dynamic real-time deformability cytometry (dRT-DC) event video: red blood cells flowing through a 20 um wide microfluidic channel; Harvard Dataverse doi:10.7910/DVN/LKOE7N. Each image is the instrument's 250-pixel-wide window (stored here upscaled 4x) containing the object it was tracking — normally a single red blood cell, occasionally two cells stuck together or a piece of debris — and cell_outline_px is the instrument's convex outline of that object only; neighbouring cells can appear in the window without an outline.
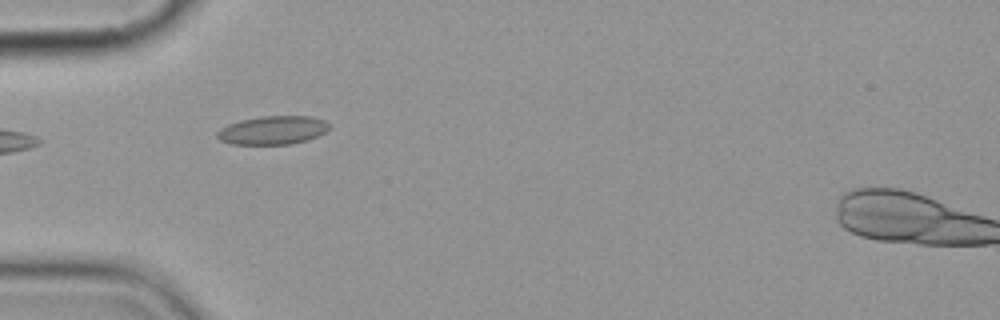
{"species": "common noctule bat (a hibernating species)", "species_latin": "Nyctalus noctula", "temperature_condition": "cold", "stored_images_in_passage": 14, "camera_frame_rate_fps": 3000, "um_per_image_px": 0.085, "animal": {"sex": "female", "body_mass_g": 19.9}, "frame": {"image": 1, "passage_image": 3, "time_ms": 3.333, "image_size_px": [1000, 320], "cell_outline_px": [[332, 124], [328, 132], [308, 140], [292, 144], [232, 144], [220, 140], [216, 136], [216, 132], [220, 128], [228, 124], [240, 120], [260, 116], [312, 116], [324, 120]], "centroid_in_image_um": [23.23, 11.06], "position_along_channel_um": 61.8, "area_um2": 18.96}}
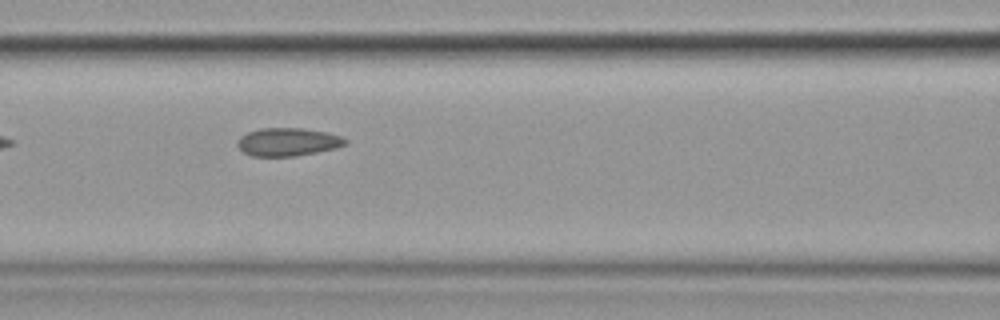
{"frame": {"image": 2, "passage_image": 5, "time_ms": 5.667, "image_size_px": [1000, 320], "cell_outline_px": [[348, 144], [336, 148], [296, 156], [252, 156], [244, 152], [236, 144], [236, 140], [240, 136], [248, 132], [260, 128], [300, 128], [328, 132], [340, 136], [348, 140]], "centroid_in_image_um": [24.47, 12.06], "position_along_channel_um": 142.1, "area_um2": 17.74}}
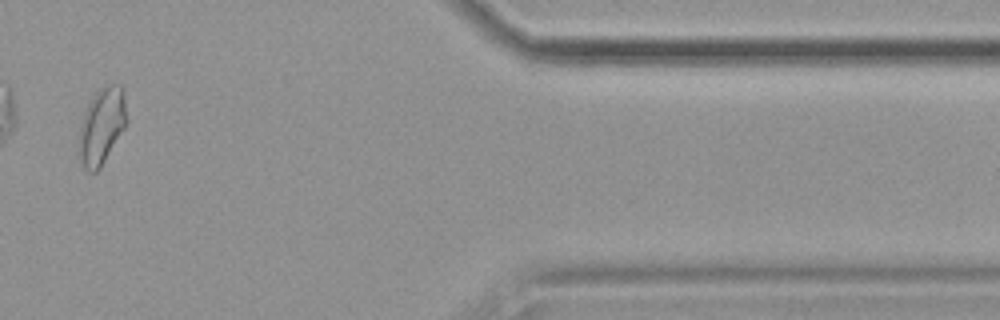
{"frame": {"image": 3, "passage_image": 12, "time_ms": 14.0, "image_size_px": [1000, 320], "cell_outline_px": [[128, 124], [100, 168], [96, 172], [88, 172], [84, 168], [80, 160], [80, 128], [84, 112], [92, 96], [100, 88], [112, 84], [120, 84], [124, 92], [128, 120]], "centroid_in_image_um": [8.69, 10.7], "position_along_channel_um": 402.7, "area_um2": 21.33}, "authors_computed_cell_mechanics": {"area_um2": 18.6405, "velocity_mm_per_s": 3.5833, "shape_relaxation_time_tau1_ms": null, "shape_relaxation_time_tau2_ms": 2.9504, "deformation_change_tau1": null, "deformation_change_tau2": 0.0575}}